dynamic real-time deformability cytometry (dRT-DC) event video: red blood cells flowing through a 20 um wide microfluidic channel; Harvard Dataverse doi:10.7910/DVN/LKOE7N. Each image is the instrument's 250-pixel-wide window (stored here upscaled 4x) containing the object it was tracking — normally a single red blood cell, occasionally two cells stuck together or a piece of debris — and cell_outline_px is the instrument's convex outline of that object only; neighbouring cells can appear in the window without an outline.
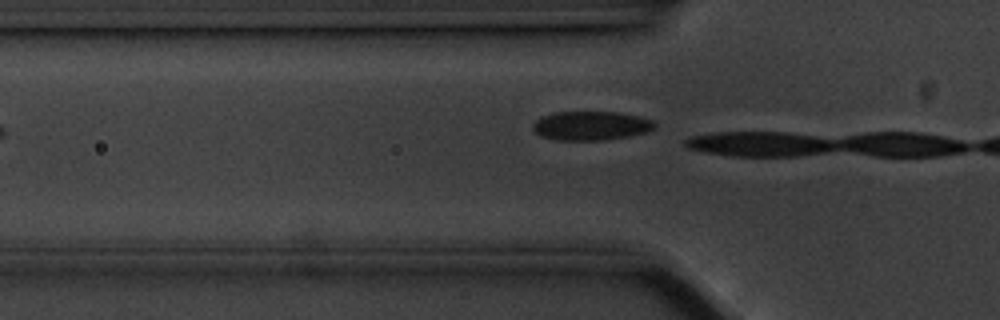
{"species": "common noctule bat (a hibernating species)", "species_latin": "Nyctalus noctula", "temperature_condition": "cold", "stored_images_in_passage": 4, "camera_frame_rate_fps": 3000, "um_per_image_px": 0.085, "animal": {"sex": "male", "body_mass_g": 20.1, "forearm_length_mm": 53.5}, "frame": {"image": 1, "passage_image": 3, "time_ms": 0.667, "image_size_px": [1000, 320], "cell_outline_px": [[656, 128], [648, 132], [628, 136], [600, 140], [556, 140], [540, 136], [532, 128], [532, 124], [540, 116], [556, 112], [620, 112], [652, 120], [656, 124]], "centroid_in_image_um": [50.21, 10.68], "position_along_channel_um": 75.6, "area_um2": 20.63}}